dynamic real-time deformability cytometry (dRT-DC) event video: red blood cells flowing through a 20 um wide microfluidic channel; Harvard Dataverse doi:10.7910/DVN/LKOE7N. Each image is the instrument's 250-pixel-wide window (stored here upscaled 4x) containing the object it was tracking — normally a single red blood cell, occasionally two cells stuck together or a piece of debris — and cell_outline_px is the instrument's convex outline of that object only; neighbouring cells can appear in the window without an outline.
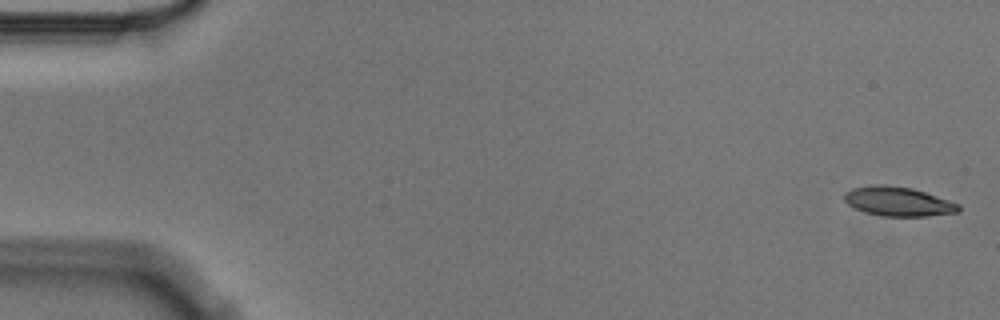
{"species": "Egyptian fruit bat (a non-hibernating species)", "species_latin": "Rousettus aegyptiacus", "temperature_condition": "cold", "stored_images_in_passage": 6, "camera_frame_rate_fps": 3000, "um_per_image_px": 0.085, "animal": {"sex": "male"}, "frame": {"image": 1, "passage_image": 1, "time_ms": 0.0, "image_size_px": [1000, 320], "cell_outline_px": [[960, 212], [928, 216], [884, 216], [864, 212], [848, 204], [844, 200], [844, 192], [852, 188], [876, 184], [884, 184], [912, 188], [960, 204]], "centroid_in_image_um": [76.33, 17.12], "position_along_channel_um": 8.7, "area_um2": 19.48}}
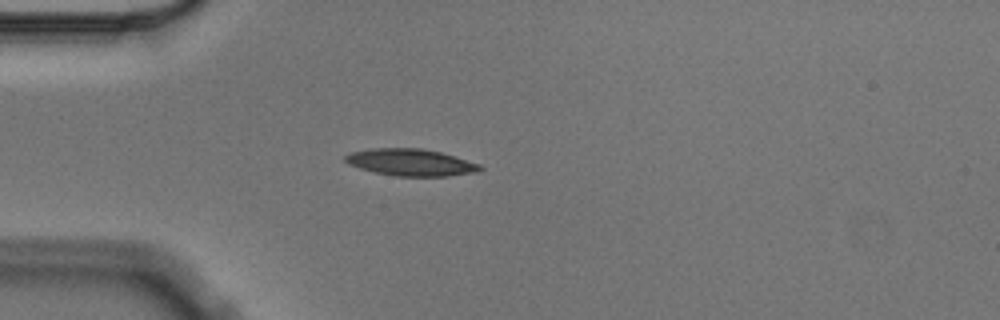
{"frame": {"image": 2, "passage_image": 5, "time_ms": 1.333, "image_size_px": [1000, 320], "cell_outline_px": [[484, 168], [480, 172], [448, 176], [392, 176], [360, 168], [348, 164], [344, 160], [344, 156], [352, 152], [372, 148], [420, 148], [440, 152], [480, 164]], "centroid_in_image_um": [34.93, 13.81], "position_along_channel_um": 50.1, "area_um2": 21.15}}